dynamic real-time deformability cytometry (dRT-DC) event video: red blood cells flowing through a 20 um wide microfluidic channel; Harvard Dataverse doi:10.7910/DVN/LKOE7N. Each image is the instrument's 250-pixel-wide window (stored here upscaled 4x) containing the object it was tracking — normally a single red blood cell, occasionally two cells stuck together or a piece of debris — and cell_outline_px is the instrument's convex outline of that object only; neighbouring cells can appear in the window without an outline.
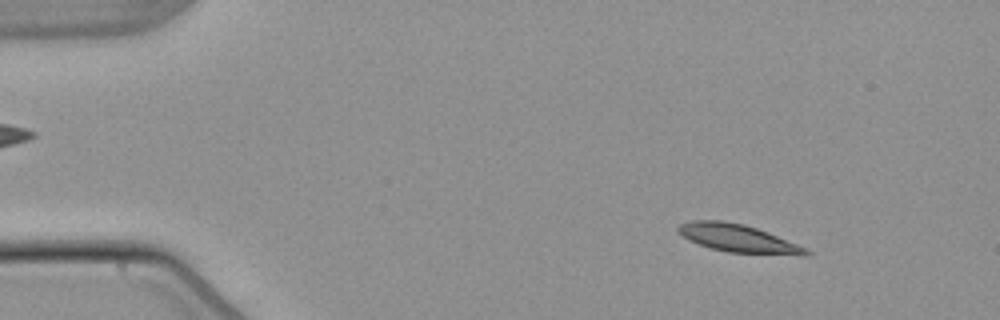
{"species": "common noctule bat (a hibernating species)", "species_latin": "Nyctalus noctula", "temperature_condition": "warm", "stored_images_in_passage": 55, "camera_frame_rate_fps": 3000, "um_per_image_px": 0.085, "animal": {"sex": "male", "body_mass_g": 21.5, "forearm_length_mm": 52.0}, "frame": {"image": 1, "passage_image": 7, "time_ms": 2.0, "image_size_px": [1000, 320], "cell_outline_px": [[812, 252], [808, 256], [800, 256], [728, 252], [712, 248], [688, 240], [676, 228], [680, 224], [692, 220], [720, 220], [744, 224], [768, 232], [808, 248]], "centroid_in_image_um": [62.82, 20.27], "position_along_channel_um": 22.2, "area_um2": 20.87}}
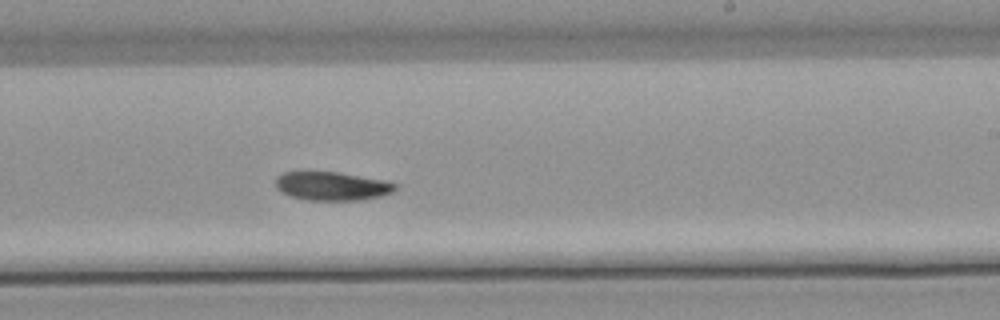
{"frame": {"image": 2, "passage_image": 33, "time_ms": 10.667, "image_size_px": [1000, 320], "cell_outline_px": [[396, 192], [380, 196], [360, 200], [304, 200], [288, 196], [280, 192], [276, 188], [276, 176], [284, 172], [336, 172], [384, 180], [396, 184]], "centroid_in_image_um": [28.19, 15.83], "position_along_channel_um": 260.8, "area_um2": 20.06}}
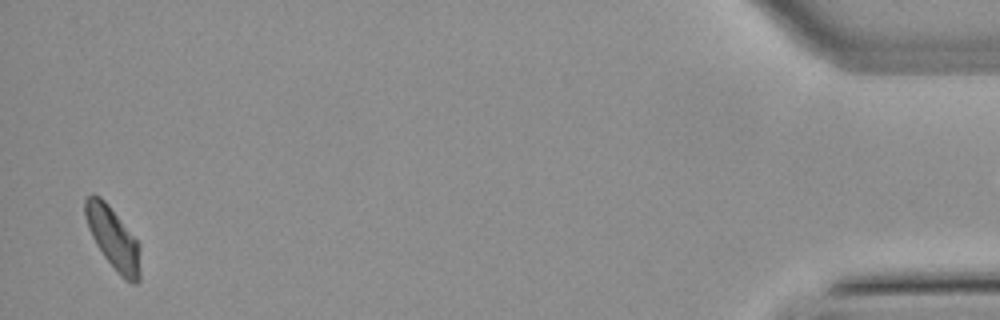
{"frame": {"image": 3, "passage_image": 53, "time_ms": 17.333, "image_size_px": [1000, 320], "cell_outline_px": [[140, 280], [136, 284], [132, 284], [120, 276], [116, 272], [104, 256], [96, 244], [88, 228], [84, 216], [84, 200], [92, 192], [100, 196], [108, 204], [140, 244]], "centroid_in_image_um": [9.61, 20.26], "position_along_channel_um": 425.6, "area_um2": 20.06}, "authors_computed_cell_mechanics": {"area_um2": 20.3456, "velocity_mm_per_s": 3.7932, "shape_relaxation_time_tau1_ms": 5.0632, "shape_relaxation_time_tau2_ms": null, "deformation_change_tau1": 0.1374, "deformation_change_tau2": null}}